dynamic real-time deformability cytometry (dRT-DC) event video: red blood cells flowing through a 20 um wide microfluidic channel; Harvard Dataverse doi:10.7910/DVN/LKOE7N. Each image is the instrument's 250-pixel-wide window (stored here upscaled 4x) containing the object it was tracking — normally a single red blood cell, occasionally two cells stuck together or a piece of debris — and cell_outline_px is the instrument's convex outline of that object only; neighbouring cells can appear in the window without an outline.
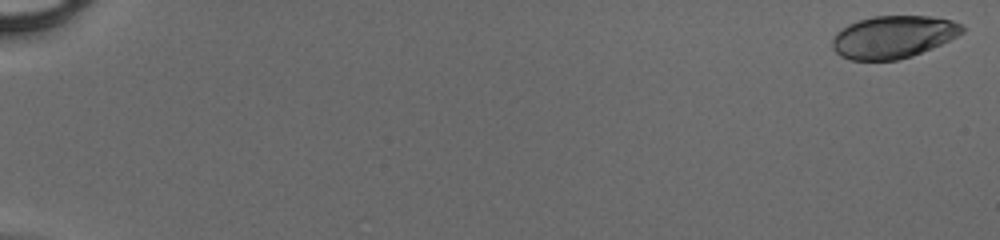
{"species": "human", "species_latin": "Homo sapiens", "temperature_condition": "cold", "stored_images_in_passage": 50, "camera_frame_rate_fps": 3000, "um_per_image_px": 0.085, "donor": {"sex": "male"}, "frame": {"image": 1, "passage_image": 1, "time_ms": 0.0, "image_size_px": [1000, 240], "cell_outline_px": [[964, 32], [932, 48], [912, 56], [896, 60], [852, 60], [840, 56], [832, 48], [832, 40], [836, 32], [848, 24], [872, 16], [928, 16], [952, 20], [960, 24], [964, 28]], "centroid_in_image_um": [75.89, 3.14], "position_along_channel_um": 9.1, "area_um2": 32.02}}
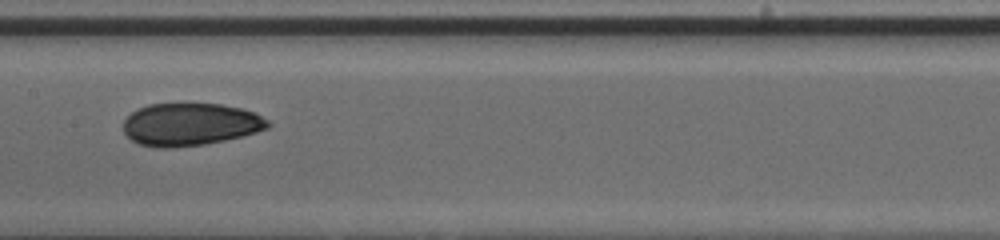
{"frame": {"image": 2, "passage_image": 28, "time_ms": 9.0, "image_size_px": [1000, 240], "cell_outline_px": [[272, 124], [268, 128], [256, 132], [224, 140], [204, 144], [172, 148], [156, 148], [140, 144], [132, 140], [124, 132], [124, 120], [132, 112], [148, 104], [220, 104], [244, 108], [256, 112], [268, 120]], "centroid_in_image_um": [16.2, 10.57], "position_along_channel_um": 191.2, "area_um2": 35.89}}
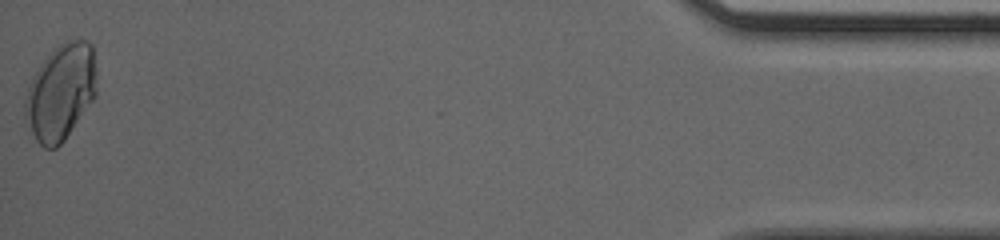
{"frame": {"image": 3, "passage_image": 50, "time_ms": 16.333, "image_size_px": [1000, 240], "cell_outline_px": [[96, 96], [64, 140], [56, 148], [44, 148], [36, 140], [24, 116], [24, 100], [32, 76], [40, 64], [64, 40], [88, 40], [92, 44], [96, 68]], "centroid_in_image_um": [5.17, 7.82], "position_along_channel_um": 430.0, "area_um2": 39.94}}